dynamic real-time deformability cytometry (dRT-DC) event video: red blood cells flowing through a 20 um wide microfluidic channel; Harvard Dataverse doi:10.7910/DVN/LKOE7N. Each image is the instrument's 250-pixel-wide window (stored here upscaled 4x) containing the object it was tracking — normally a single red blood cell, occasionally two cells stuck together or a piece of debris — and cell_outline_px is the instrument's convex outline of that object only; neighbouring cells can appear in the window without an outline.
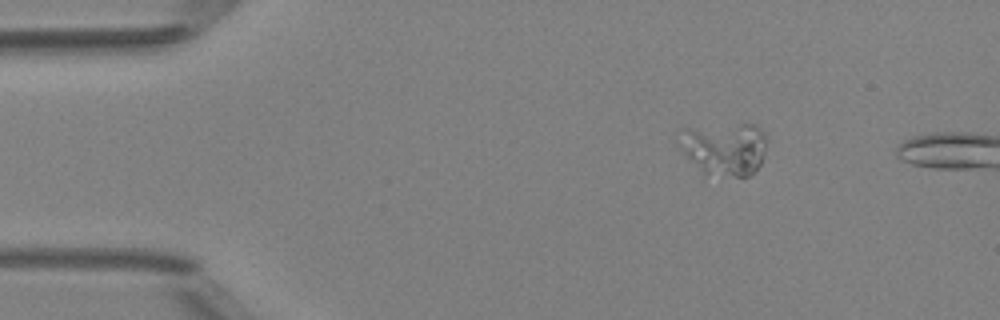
{"species": "Egyptian fruit bat (a non-hibernating species)", "species_latin": "Rousettus aegyptiacus", "temperature_condition": "room temperature", "stored_images_in_passage": 2, "camera_frame_rate_fps": 3000, "um_per_image_px": 0.085, "animal": {"sex": "female"}, "frame": {"image": 1, "passage_image": 1, "time_ms": 0.0, "image_size_px": [1000, 320], "cell_outline_px": [[764, 156], [760, 164], [748, 176], [704, 176], [684, 152], [684, 128], [740, 124], [756, 124], [764, 132]], "centroid_in_image_um": [61.64, 12.67], "position_along_channel_um": 23.4, "area_um2": 26.3}}